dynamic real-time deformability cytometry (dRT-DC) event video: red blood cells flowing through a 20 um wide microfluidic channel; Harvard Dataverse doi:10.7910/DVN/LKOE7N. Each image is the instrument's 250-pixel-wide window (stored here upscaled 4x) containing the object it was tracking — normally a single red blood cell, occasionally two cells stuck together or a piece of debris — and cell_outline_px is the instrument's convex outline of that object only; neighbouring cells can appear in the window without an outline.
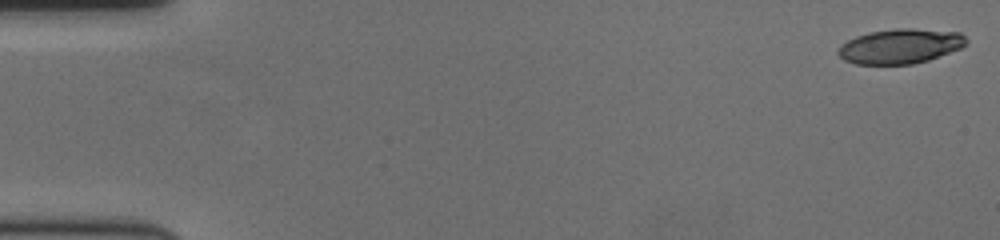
{"species": "human", "species_latin": "Homo sapiens", "temperature_condition": "cold", "stored_images_in_passage": 58, "camera_frame_rate_fps": 3000, "um_per_image_px": 0.085, "donor": {"sex": "female"}, "frame": {"image": 1, "passage_image": 1, "time_ms": 0.0, "image_size_px": [1000, 240], "cell_outline_px": [[968, 44], [960, 48], [928, 60], [912, 64], [856, 64], [844, 60], [836, 52], [840, 44], [856, 36], [868, 32], [896, 28], [912, 28], [960, 32], [968, 40]], "centroid_in_image_um": [76.51, 3.92], "position_along_channel_um": 8.5, "area_um2": 26.07}}
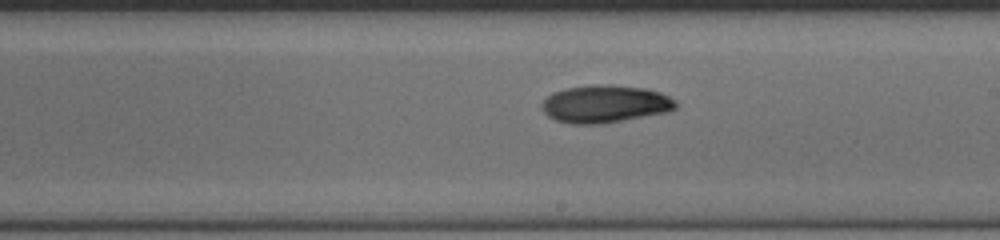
{"frame": {"image": 2, "passage_image": 34, "time_ms": 11.0, "image_size_px": [1000, 240], "cell_outline_px": [[676, 108], [668, 112], [604, 124], [572, 124], [556, 120], [548, 116], [540, 108], [540, 104], [552, 92], [564, 88], [596, 84], [608, 84], [648, 88], [660, 92], [676, 100]], "centroid_in_image_um": [51.42, 8.83], "position_along_channel_um": 237.6, "area_um2": 29.77}}
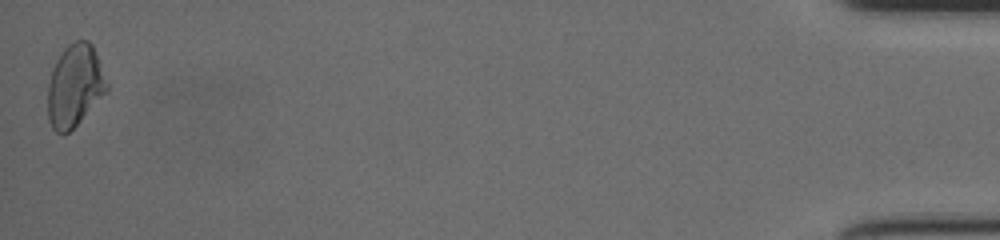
{"frame": {"image": 3, "passage_image": 58, "time_ms": 19.0, "image_size_px": [1000, 240], "cell_outline_px": [[108, 92], [68, 132], [56, 132], [52, 128], [48, 120], [48, 84], [52, 68], [60, 52], [68, 44], [76, 40], [88, 40], [92, 44], [108, 80]], "centroid_in_image_um": [6.37, 7.25], "position_along_channel_um": 428.8, "area_um2": 28.44}, "authors_computed_cell_mechanics": {"area_um2": 27.744, "velocity_mm_per_s": 3.5884, "shape_relaxation_time_tau1_ms": 7.0245, "shape_relaxation_time_tau2_ms": null, "deformation_change_tau1": 0.1643, "deformation_change_tau2": null}}